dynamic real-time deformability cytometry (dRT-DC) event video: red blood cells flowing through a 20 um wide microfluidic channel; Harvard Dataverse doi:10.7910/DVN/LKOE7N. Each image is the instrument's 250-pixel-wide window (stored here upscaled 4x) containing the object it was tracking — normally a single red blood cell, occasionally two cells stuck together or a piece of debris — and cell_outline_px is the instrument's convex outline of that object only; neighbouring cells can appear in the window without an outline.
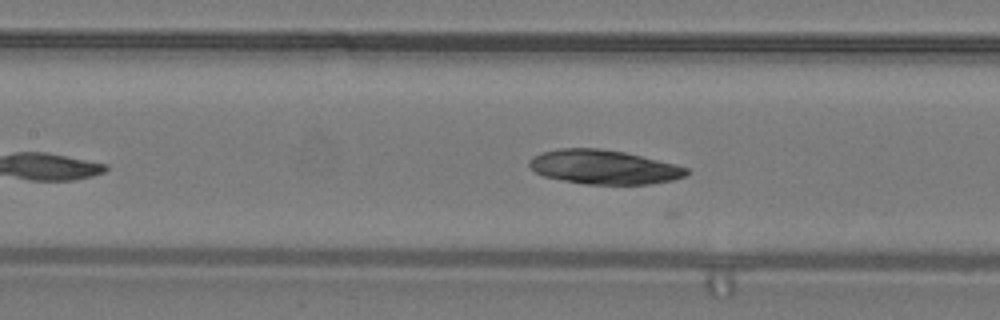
{"species": "common noctule bat (a hibernating species)", "species_latin": "Nyctalus noctula", "temperature_condition": "warm", "stored_images_in_passage": 13, "camera_frame_rate_fps": 3000, "um_per_image_px": 0.085, "animal": {"sex": "male", "body_mass_g": 19.2, "forearm_length_mm": 51.8}, "frame": {"image": 1, "passage_image": 8, "time_ms": 2.333, "image_size_px": [1000, 320], "cell_outline_px": [[688, 172], [684, 176], [672, 180], [652, 184], [584, 184], [544, 176], [528, 168], [528, 160], [532, 156], [540, 152], [560, 148], [600, 148], [624, 152], [676, 164], [688, 168]], "centroid_in_image_um": [51.28, 14.19], "position_along_channel_um": 156.1, "area_um2": 31.39}}
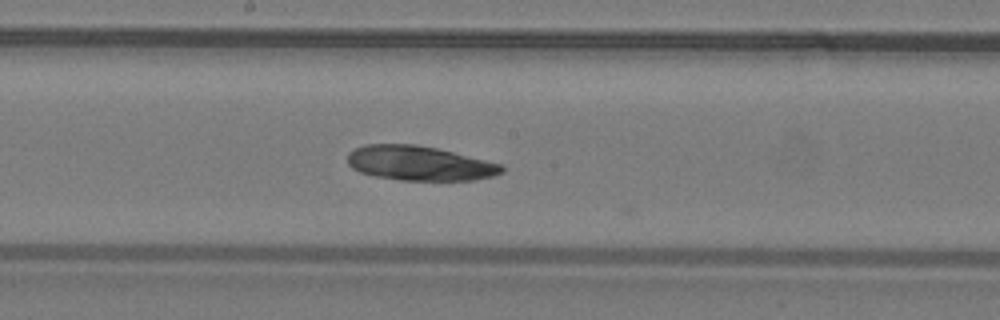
{"frame": {"image": 2, "passage_image": 12, "time_ms": 3.667, "image_size_px": [1000, 320], "cell_outline_px": [[504, 172], [492, 176], [472, 180], [400, 180], [376, 176], [360, 172], [352, 168], [348, 164], [348, 152], [364, 144], [416, 144], [436, 148], [504, 164]], "centroid_in_image_um": [35.66, 13.87], "position_along_channel_um": 212.5, "area_um2": 31.1}}